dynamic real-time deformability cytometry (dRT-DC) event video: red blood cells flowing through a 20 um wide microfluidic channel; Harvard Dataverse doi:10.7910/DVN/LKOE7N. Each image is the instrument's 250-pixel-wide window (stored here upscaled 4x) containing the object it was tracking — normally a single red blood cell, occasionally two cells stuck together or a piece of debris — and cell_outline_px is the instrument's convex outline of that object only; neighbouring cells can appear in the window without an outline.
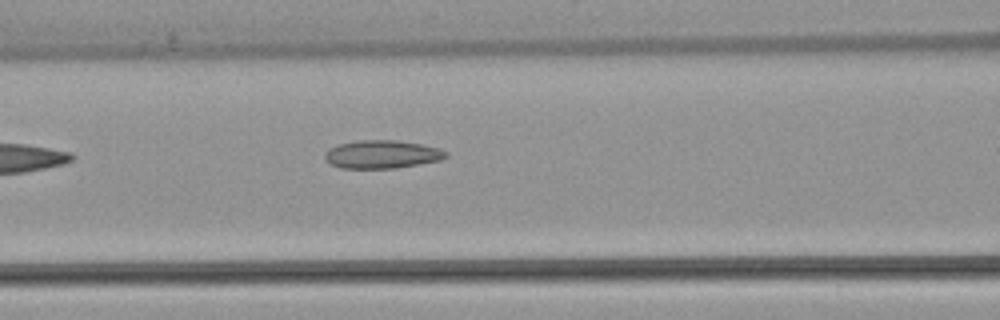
{"species": "common noctule bat (a hibernating species)", "species_latin": "Nyctalus noctula", "temperature_condition": "warm", "stored_images_in_passage": 6, "segment_of_instrument_passage": [1, 2], "camera_frame_rate_fps": 3000, "um_per_image_px": 0.085, "animal": {"sex": "female", "body_mass_g": 22.7, "forearm_length_mm": 54.2}, "frame": {"image": 1, "passage_image": 5, "time_ms": 5.0, "image_size_px": [1000, 320], "cell_outline_px": [[448, 156], [440, 160], [420, 164], [396, 168], [340, 168], [332, 164], [324, 156], [324, 152], [328, 148], [340, 144], [360, 140], [400, 140], [440, 148], [448, 152]], "centroid_in_image_um": [32.5, 13.11], "position_along_channel_um": 134.1, "area_um2": 19.88}}